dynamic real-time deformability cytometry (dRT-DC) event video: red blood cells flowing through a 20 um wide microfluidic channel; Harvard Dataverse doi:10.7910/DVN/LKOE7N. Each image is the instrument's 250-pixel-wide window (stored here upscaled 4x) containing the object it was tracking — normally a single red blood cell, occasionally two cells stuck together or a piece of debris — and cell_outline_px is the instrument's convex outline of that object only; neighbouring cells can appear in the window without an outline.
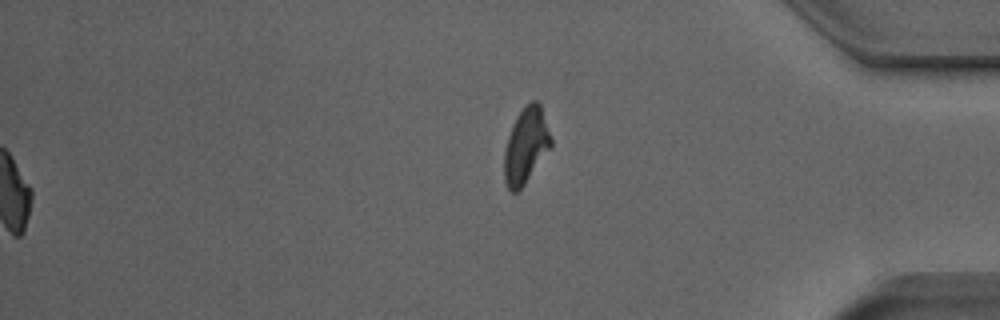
{"species": "Egyptian fruit bat (a non-hibernating species)", "species_latin": "Rousettus aegyptiacus", "temperature_condition": "room temperature", "stored_images_in_passage": 40, "segment_of_instrument_passage": [2, 2], "camera_frame_rate_fps": 3000, "um_per_image_px": 0.085, "animal": {"sex": "male"}, "frame": {"image": 1, "passage_image": 40, "time_ms": 13.0, "image_size_px": [1000, 320], "cell_outline_px": [[552, 144], [524, 184], [516, 192], [512, 192], [508, 188], [504, 180], [504, 152], [508, 136], [516, 116], [532, 100], [536, 100], [540, 104], [552, 140]], "centroid_in_image_um": [44.68, 12.37], "position_along_channel_um": 390.5, "area_um2": 20.06}}